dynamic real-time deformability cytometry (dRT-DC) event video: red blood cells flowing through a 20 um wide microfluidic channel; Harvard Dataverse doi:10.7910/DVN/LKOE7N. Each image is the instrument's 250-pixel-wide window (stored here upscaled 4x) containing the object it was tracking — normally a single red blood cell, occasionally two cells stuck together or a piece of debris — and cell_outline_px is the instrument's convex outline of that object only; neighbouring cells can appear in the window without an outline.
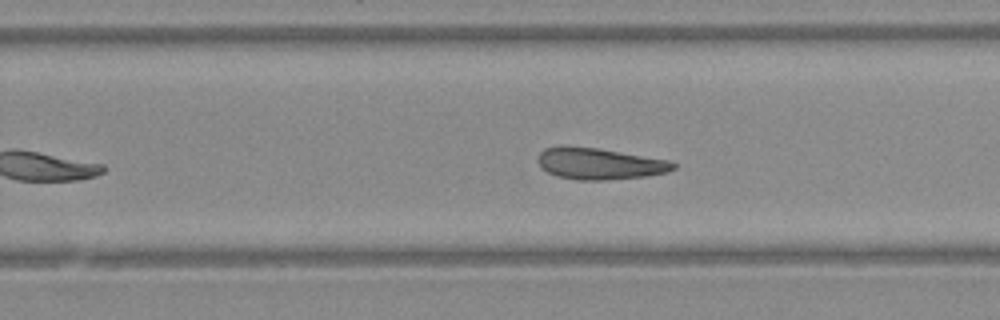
{"species": "Egyptian fruit bat (a non-hibernating species)", "species_latin": "Rousettus aegyptiacus", "temperature_condition": "warm", "stored_images_in_passage": 29, "segment_of_instrument_passage": [2, 2], "camera_frame_rate_fps": 3000, "um_per_image_px": 0.085, "animal": {"sex": "female"}, "frame": {"image": 1, "passage_image": 29, "time_ms": 9.333, "image_size_px": [1000, 320], "cell_outline_px": [[676, 168], [668, 172], [648, 176], [604, 180], [576, 180], [556, 176], [540, 168], [536, 160], [540, 152], [544, 148], [564, 144], [596, 148], [668, 160], [676, 164]], "centroid_in_image_um": [50.89, 13.91], "position_along_channel_um": 278.9, "area_um2": 25.14}}